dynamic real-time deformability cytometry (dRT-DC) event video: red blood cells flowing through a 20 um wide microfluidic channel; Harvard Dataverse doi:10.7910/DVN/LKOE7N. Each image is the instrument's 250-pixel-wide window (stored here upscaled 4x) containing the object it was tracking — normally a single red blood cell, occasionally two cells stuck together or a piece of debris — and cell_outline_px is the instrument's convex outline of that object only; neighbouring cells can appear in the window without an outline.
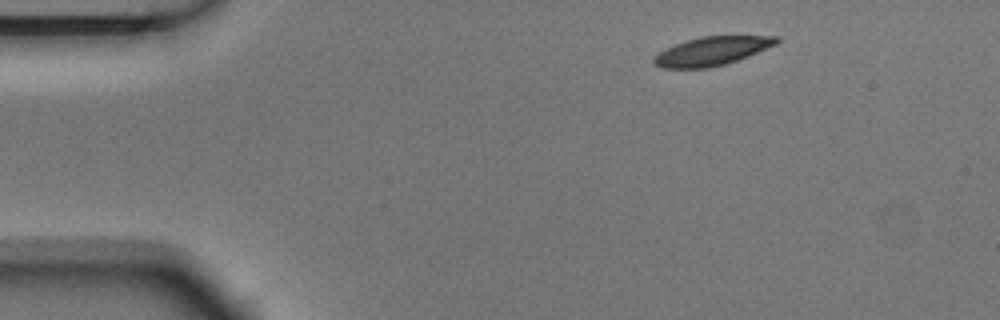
{"species": "Egyptian fruit bat (a non-hibernating species)", "species_latin": "Rousettus aegyptiacus", "temperature_condition": "room temperature", "stored_images_in_passage": 3, "camera_frame_rate_fps": 3000, "um_per_image_px": 0.085, "animal": {"sex": "male"}, "frame": {"image": 1, "passage_image": 1, "time_ms": 0.0, "image_size_px": [1000, 320], "cell_outline_px": [[780, 40], [776, 44], [748, 56], [724, 64], [708, 68], [660, 68], [652, 64], [652, 60], [660, 52], [676, 44], [700, 36], [780, 36]], "centroid_in_image_um": [60.51, 4.34], "position_along_channel_um": 24.5, "area_um2": 20.23}}